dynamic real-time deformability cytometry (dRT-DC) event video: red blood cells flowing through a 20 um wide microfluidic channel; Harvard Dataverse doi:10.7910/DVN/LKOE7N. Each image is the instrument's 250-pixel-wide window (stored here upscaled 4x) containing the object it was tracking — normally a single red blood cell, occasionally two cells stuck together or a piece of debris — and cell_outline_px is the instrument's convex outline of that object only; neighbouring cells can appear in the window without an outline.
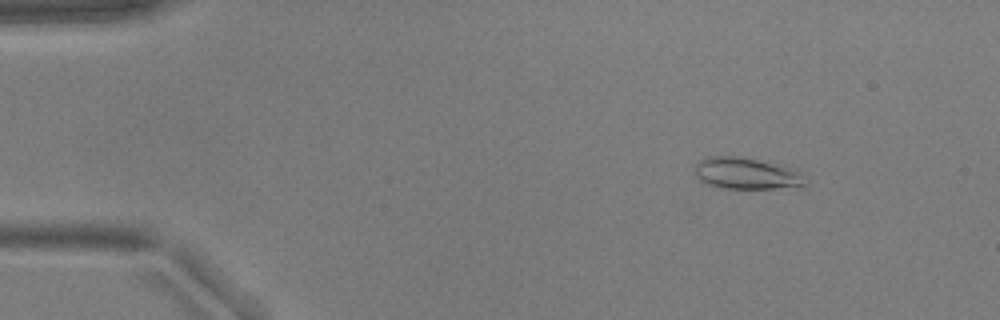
{"species": "common noctule bat (a hibernating species)", "species_latin": "Nyctalus noctula", "temperature_condition": "warm", "stored_images_in_passage": 54, "camera_frame_rate_fps": 3000, "um_per_image_px": 0.085, "animal": {"sex": "male", "body_mass_g": 17.9, "forearm_length_mm": 54.2}, "frame": {"image": 1, "passage_image": 7, "time_ms": 2.0, "image_size_px": [1000, 320], "cell_outline_px": [[804, 184], [776, 188], [724, 188], [708, 184], [700, 180], [692, 172], [696, 164], [704, 156], [740, 156], [796, 168]], "centroid_in_image_um": [63.32, 14.71], "position_along_channel_um": 21.7, "area_um2": 20.06}}
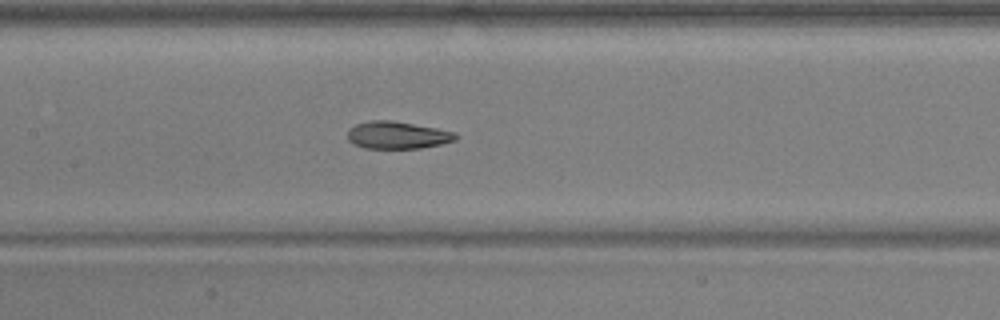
{"frame": {"image": 2, "passage_image": 26, "time_ms": 8.333, "image_size_px": [1000, 320], "cell_outline_px": [[460, 136], [456, 140], [440, 144], [420, 148], [364, 148], [352, 144], [348, 140], [348, 128], [356, 124], [368, 120], [392, 120], [436, 128], [456, 132]], "centroid_in_image_um": [33.77, 11.48], "position_along_channel_um": 173.6, "area_um2": 17.4}}
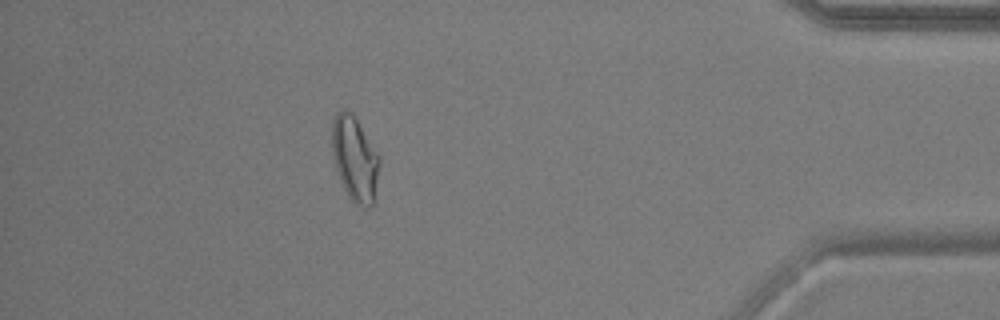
{"frame": {"image": 3, "passage_image": 48, "time_ms": 15.667, "image_size_px": [1000, 320], "cell_outline_px": [[380, 164], [372, 204], [368, 208], [360, 208], [348, 196], [340, 180], [336, 168], [332, 152], [332, 120], [336, 112], [340, 108], [344, 108], [352, 112], [380, 156]], "centroid_in_image_um": [30.15, 13.46], "position_along_channel_um": 405.1, "area_um2": 23.52}, "authors_computed_cell_mechanics": {"area_um2": 19.0162, "velocity_mm_per_s": 3.7425, "shape_relaxation_time_tau1_ms": 9.7687, "shape_relaxation_time_tau2_ms": 1.8963, "deformation_change_tau1": 0.2335, "deformation_change_tau2": 0.089}}